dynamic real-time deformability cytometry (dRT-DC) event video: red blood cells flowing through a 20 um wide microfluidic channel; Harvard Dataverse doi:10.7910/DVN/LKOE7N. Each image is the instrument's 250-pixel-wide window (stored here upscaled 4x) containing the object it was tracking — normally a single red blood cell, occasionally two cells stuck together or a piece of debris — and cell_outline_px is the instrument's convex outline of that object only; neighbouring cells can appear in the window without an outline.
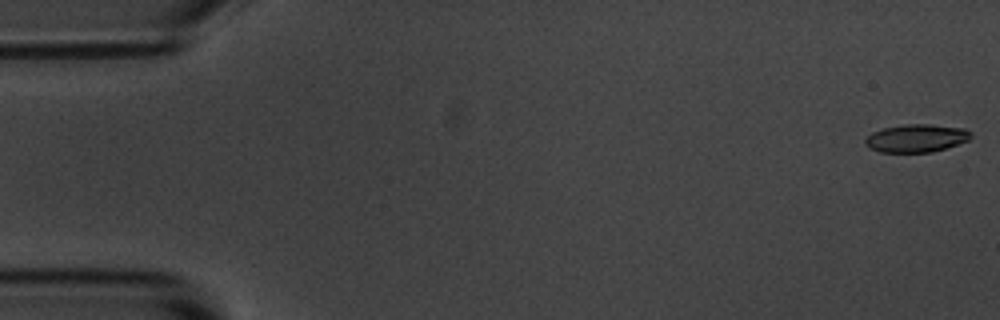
{"species": "common noctule bat (a hibernating species)", "species_latin": "Nyctalus noctula", "temperature_condition": "room temperature", "stored_images_in_passage": 56, "camera_frame_rate_fps": 3000, "um_per_image_px": 0.085, "animal": {"sex": "male", "body_mass_g": 20.1, "forearm_length_mm": 53.5}, "frame": {"image": 1, "passage_image": 1, "time_ms": 0.0, "image_size_px": [1000, 320], "cell_outline_px": [[972, 136], [968, 140], [932, 152], [880, 152], [864, 144], [864, 140], [872, 132], [884, 128], [904, 124], [928, 124], [964, 128], [972, 132]], "centroid_in_image_um": [77.89, 11.74], "position_along_channel_um": 7.1, "area_um2": 17.05}}
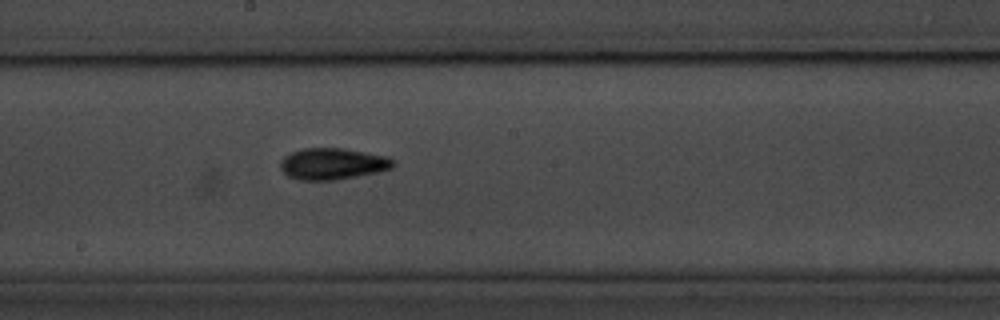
{"frame": {"image": 2, "passage_image": 30, "time_ms": 9.667, "image_size_px": [1000, 320], "cell_outline_px": [[396, 164], [392, 168], [376, 172], [336, 180], [300, 180], [288, 176], [280, 168], [280, 160], [284, 156], [292, 152], [304, 148], [344, 148], [388, 156], [396, 160]], "centroid_in_image_um": [28.29, 13.91], "position_along_channel_um": 219.9, "area_um2": 20.81}}
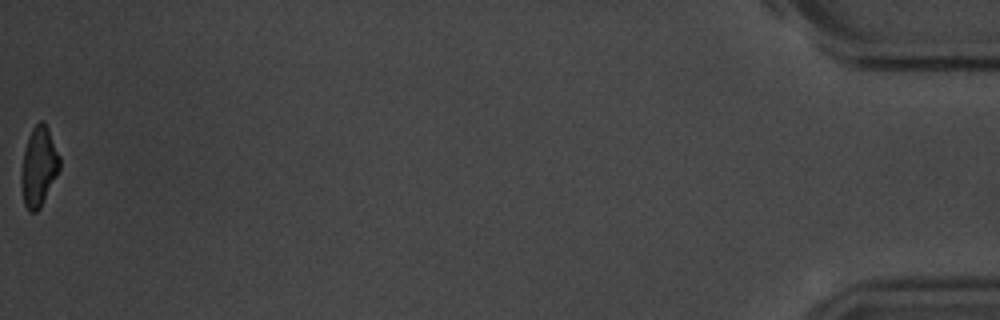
{"frame": {"image": 3, "passage_image": 56, "time_ms": 18.333, "image_size_px": [1000, 320], "cell_outline_px": [[60, 168], [40, 208], [36, 212], [28, 212], [24, 204], [20, 180], [20, 176], [24, 152], [28, 136], [32, 128], [40, 120], [44, 120], [48, 128], [60, 156]], "centroid_in_image_um": [3.29, 14.16], "position_along_channel_um": 431.9, "area_um2": 17.8}, "authors_computed_cell_mechanics": {"area_um2": 18.8139, "velocity_mm_per_s": 3.6088, "shape_relaxation_time_tau1_ms": 2.7351, "shape_relaxation_time_tau2_ms": 3.357, "deformation_change_tau1": 0.1257, "deformation_change_tau2": 0.1003}}